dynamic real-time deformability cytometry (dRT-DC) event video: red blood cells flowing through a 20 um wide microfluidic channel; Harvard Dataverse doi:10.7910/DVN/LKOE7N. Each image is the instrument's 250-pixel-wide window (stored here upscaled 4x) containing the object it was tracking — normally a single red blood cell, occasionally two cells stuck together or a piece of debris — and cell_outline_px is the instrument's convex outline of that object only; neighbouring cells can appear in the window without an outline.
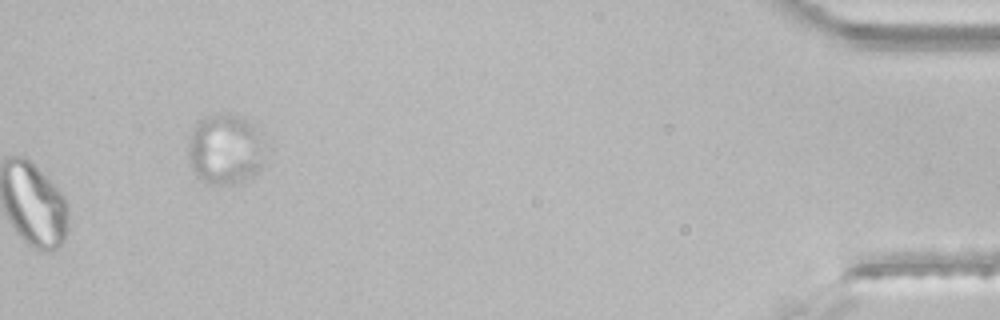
{"species": "common noctule bat (a hibernating species)", "species_latin": "Nyctalus noctula", "temperature_condition": "room temperature", "stored_images_in_passage": 43, "segment_of_instrument_passage": [3, 3], "camera_frame_rate_fps": 3000, "um_per_image_px": 0.085, "animal": {"sex": "male", "body_mass_g": 21.5, "forearm_length_mm": 52.0}, "frame": {"image": 1, "passage_image": 43, "time_ms": 14.0, "image_size_px": [1000, 320], "cell_outline_px": [[264, 140], [260, 168], [252, 176], [244, 180], [232, 184], [204, 184], [192, 172], [188, 164], [188, 140], [196, 120], [204, 116], [216, 112], [228, 112], [244, 116], [252, 120], [264, 136]], "centroid_in_image_um": [19.11, 12.62], "position_along_channel_um": 416.1, "area_um2": 32.95}}